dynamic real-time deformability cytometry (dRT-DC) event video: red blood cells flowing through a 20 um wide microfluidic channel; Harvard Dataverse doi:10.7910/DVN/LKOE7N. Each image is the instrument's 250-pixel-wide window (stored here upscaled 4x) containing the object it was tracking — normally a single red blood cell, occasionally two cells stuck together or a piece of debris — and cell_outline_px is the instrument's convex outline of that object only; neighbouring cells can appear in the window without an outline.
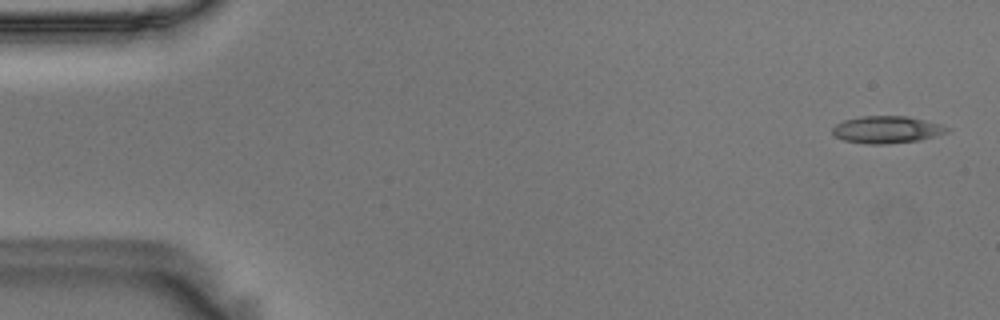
{"species": "Egyptian fruit bat (a non-hibernating species)", "species_latin": "Rousettus aegyptiacus", "temperature_condition": "room temperature", "stored_images_in_passage": 55, "camera_frame_rate_fps": 3000, "um_per_image_px": 0.085, "animal": {"sex": "male"}, "frame": {"image": 1, "passage_image": 2, "time_ms": 0.333, "image_size_px": [1000, 320], "cell_outline_px": [[952, 128], [948, 132], [920, 140], [884, 144], [868, 144], [844, 140], [836, 136], [832, 132], [832, 128], [836, 124], [844, 120], [860, 116], [908, 116], [940, 124]], "centroid_in_image_um": [75.39, 11.01], "position_along_channel_um": 9.6, "area_um2": 18.09}}
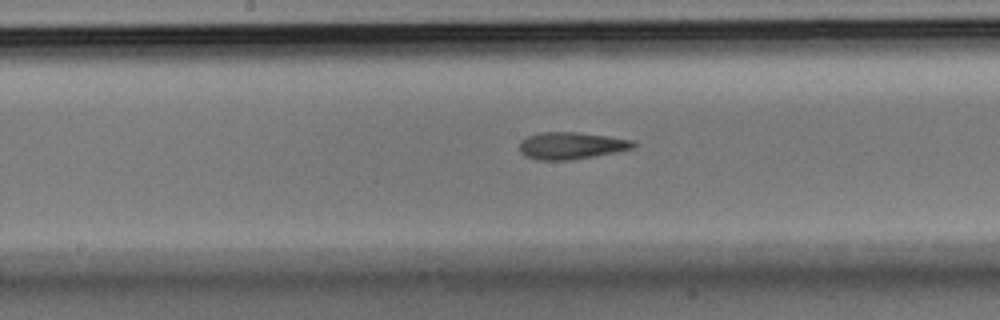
{"frame": {"image": 2, "passage_image": 28, "time_ms": 9.0, "image_size_px": [1000, 320], "cell_outline_px": [[636, 144], [632, 148], [592, 156], [568, 160], [536, 160], [524, 156], [520, 152], [520, 140], [528, 136], [540, 132], [576, 132], [608, 136], [632, 140]], "centroid_in_image_um": [48.48, 12.37], "position_along_channel_um": 199.7, "area_um2": 17.74}}
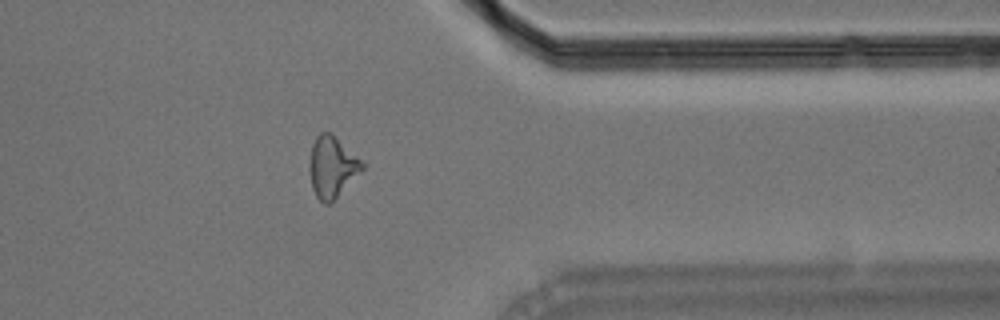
{"frame": {"image": 3, "passage_image": 44, "time_ms": 14.333, "image_size_px": [1000, 320], "cell_outline_px": [[364, 168], [328, 204], [324, 204], [316, 196], [312, 188], [308, 168], [312, 144], [316, 136], [320, 132], [332, 132], [364, 164]], "centroid_in_image_um": [28.18, 14.15], "position_along_channel_um": 383.2, "area_um2": 18.44}, "authors_computed_cell_mechanics": {"area_um2": 17.8602, "velocity_mm_per_s": 3.6575, "shape_relaxation_time_tau1_ms": 7.7821, "shape_relaxation_time_tau2_ms": 4.1918, "deformation_change_tau1": 0.2361, "deformation_change_tau2": 0.1477}}